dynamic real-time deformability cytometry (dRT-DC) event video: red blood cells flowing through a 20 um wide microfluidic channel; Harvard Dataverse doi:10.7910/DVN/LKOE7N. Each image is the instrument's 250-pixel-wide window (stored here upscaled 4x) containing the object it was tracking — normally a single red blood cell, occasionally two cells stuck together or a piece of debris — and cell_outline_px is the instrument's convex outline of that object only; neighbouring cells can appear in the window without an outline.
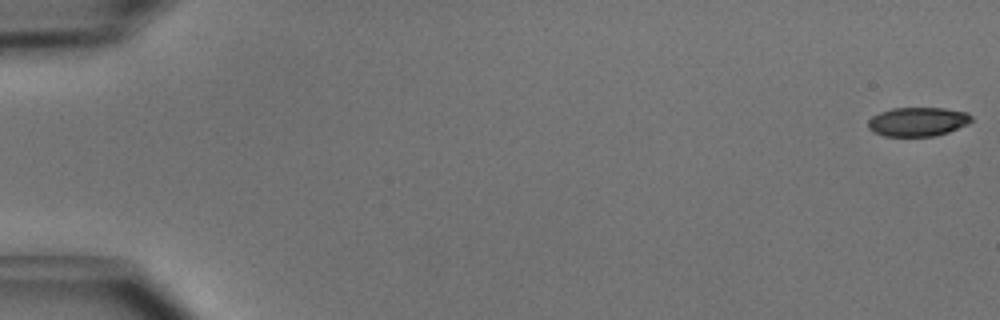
{"species": "common noctule bat (a hibernating species)", "species_latin": "Nyctalus noctula", "temperature_condition": "cold", "stored_images_in_passage": 5, "camera_frame_rate_fps": 3000, "um_per_image_px": 0.085, "animal": {"sex": "male", "body_mass_g": 15.6}, "frame": {"image": 1, "passage_image": 1, "time_ms": 0.0, "image_size_px": [1000, 320], "cell_outline_px": [[972, 120], [968, 124], [948, 132], [936, 136], [884, 136], [872, 132], [868, 128], [868, 120], [872, 116], [880, 112], [892, 108], [944, 108], [968, 112], [972, 116]], "centroid_in_image_um": [78.01, 10.34], "position_along_channel_um": 7.0, "area_um2": 17.63}}
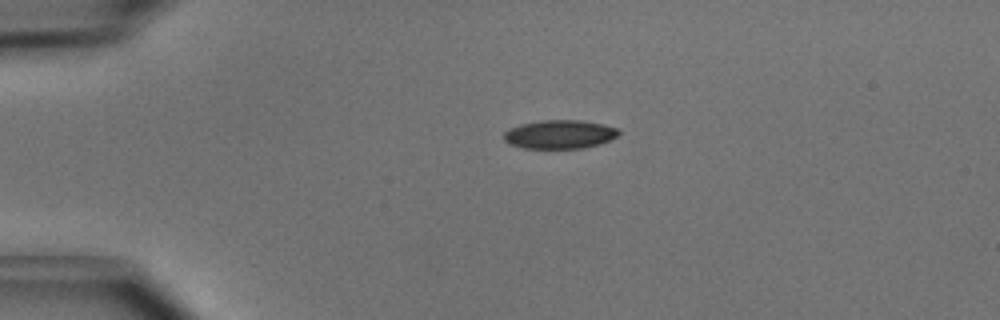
{"frame": {"image": 2, "passage_image": 4, "time_ms": 1.0, "image_size_px": [1000, 320], "cell_outline_px": [[620, 132], [616, 136], [600, 144], [580, 148], [524, 148], [508, 144], [504, 140], [504, 132], [508, 128], [520, 124], [540, 120], [580, 120], [604, 124], [616, 128]], "centroid_in_image_um": [47.52, 11.41], "position_along_channel_um": 37.5, "area_um2": 19.19}}